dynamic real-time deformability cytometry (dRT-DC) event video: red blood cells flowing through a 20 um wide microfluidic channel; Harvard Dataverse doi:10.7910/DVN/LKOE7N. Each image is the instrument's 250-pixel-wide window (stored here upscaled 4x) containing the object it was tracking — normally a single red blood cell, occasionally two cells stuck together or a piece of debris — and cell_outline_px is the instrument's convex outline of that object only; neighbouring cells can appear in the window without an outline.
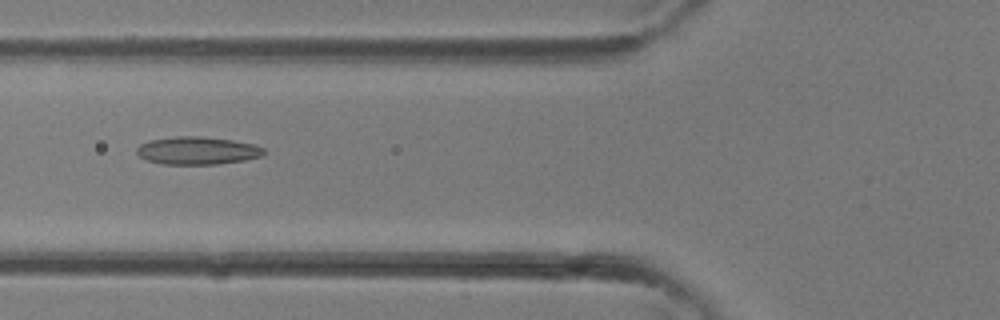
{"species": "common noctule bat (a hibernating species)", "species_latin": "Nyctalus noctula", "temperature_condition": "room temperature", "stored_images_in_passage": 36, "camera_frame_rate_fps": 3000, "um_per_image_px": 0.085, "animal": {"sex": "female"}, "frame": {"image": 1, "passage_image": 14, "time_ms": 4.333, "image_size_px": [1000, 320], "cell_outline_px": [[264, 152], [260, 156], [244, 160], [216, 164], [164, 164], [148, 160], [140, 156], [136, 152], [136, 148], [140, 144], [148, 140], [176, 136], [200, 136], [232, 140], [256, 144], [264, 148]], "centroid_in_image_um": [16.76, 12.79], "position_along_channel_um": 109.0, "area_um2": 20.52}}
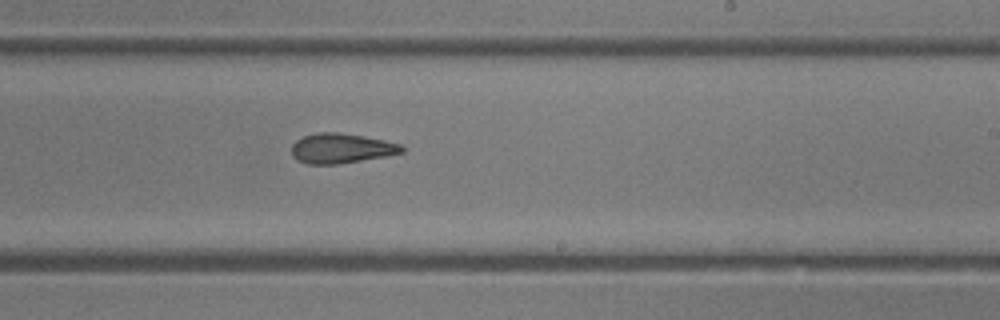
{"frame": {"image": 2, "passage_image": 22, "time_ms": 7.0, "image_size_px": [1000, 320], "cell_outline_px": [[404, 152], [384, 156], [336, 164], [308, 164], [296, 160], [292, 156], [292, 144], [296, 140], [304, 136], [316, 132], [340, 132], [364, 136], [384, 140], [400, 144], [404, 148]], "centroid_in_image_um": [28.97, 12.6], "position_along_channel_um": 260.0, "area_um2": 19.13}}
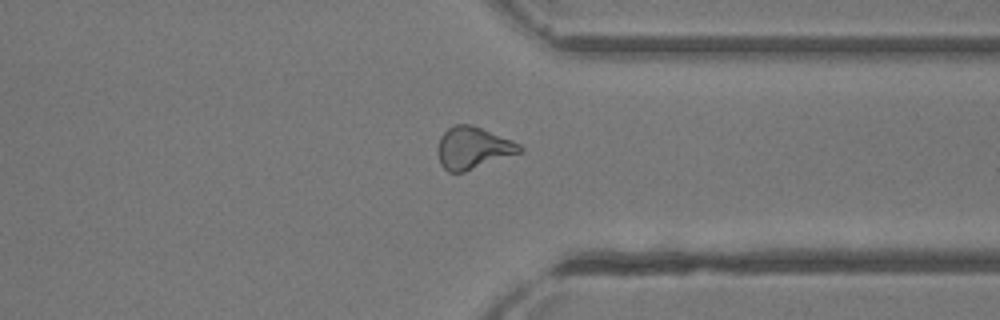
{"frame": {"image": 3, "passage_image": 28, "time_ms": 9.0, "image_size_px": [1000, 320], "cell_outline_px": [[524, 148], [520, 152], [464, 172], [448, 172], [440, 164], [436, 152], [436, 148], [440, 136], [448, 128], [456, 124], [472, 124], [512, 140], [520, 144]], "centroid_in_image_um": [40.16, 12.56], "position_along_channel_um": 371.2, "area_um2": 20.11}}